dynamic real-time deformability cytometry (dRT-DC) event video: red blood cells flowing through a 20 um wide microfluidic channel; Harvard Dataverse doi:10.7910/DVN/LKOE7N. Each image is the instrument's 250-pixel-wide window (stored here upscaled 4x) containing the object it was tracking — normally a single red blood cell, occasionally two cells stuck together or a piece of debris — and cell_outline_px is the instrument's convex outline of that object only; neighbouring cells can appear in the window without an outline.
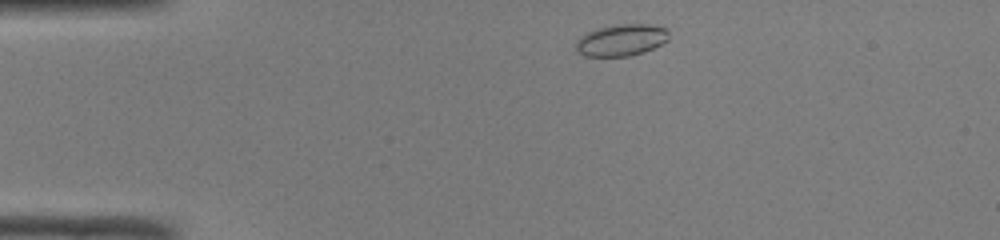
{"species": "common noctule bat (a hibernating species)", "species_latin": "Nyctalus noctula", "temperature_condition": "room temperature", "stored_images_in_passage": 35, "camera_frame_rate_fps": 3000, "um_per_image_px": 0.085, "animal": {"sex": "male", "body_mass_g": 19.0, "forearm_length_mm": 50.8}, "frame": {"image": 1, "passage_image": 2, "time_ms": 0.333, "image_size_px": [1000, 240], "cell_outline_px": [[668, 40], [644, 52], [628, 56], [584, 56], [576, 52], [576, 40], [580, 36], [596, 28], [612, 24], [648, 24], [668, 28]], "centroid_in_image_um": [52.78, 3.39], "position_along_channel_um": 32.2, "area_um2": 17.34}}
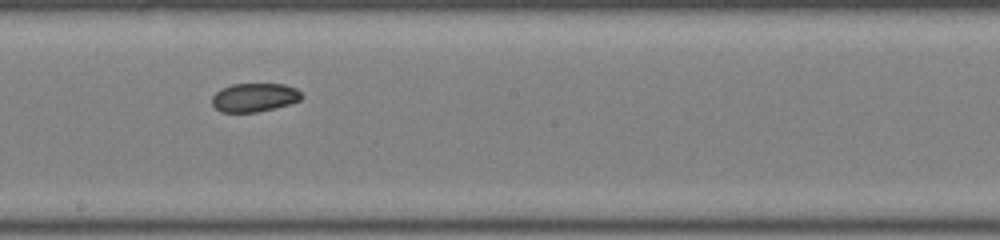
{"frame": {"image": 2, "passage_image": 20, "time_ms": 6.333, "image_size_px": [1000, 240], "cell_outline_px": [[304, 96], [300, 100], [288, 104], [256, 112], [220, 112], [212, 104], [212, 96], [220, 88], [232, 84], [284, 84], [296, 88]], "centroid_in_image_um": [21.6, 8.27], "position_along_channel_um": 226.6, "area_um2": 14.91}}
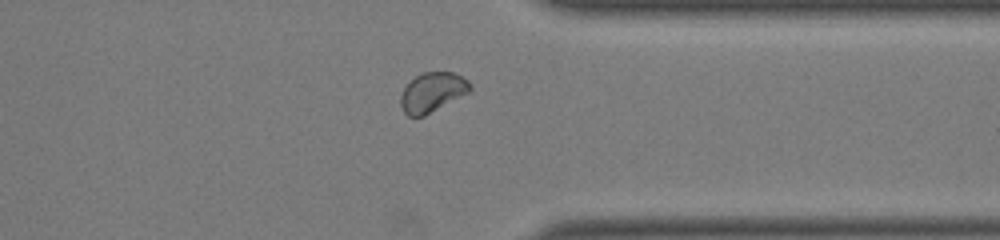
{"frame": {"image": 3, "passage_image": 31, "time_ms": 10.0, "image_size_px": [1000, 240], "cell_outline_px": [[472, 88], [468, 92], [424, 116], [408, 116], [404, 112], [400, 104], [400, 96], [404, 88], [420, 72], [452, 72], [468, 80], [472, 84]], "centroid_in_image_um": [36.74, 7.83], "position_along_channel_um": 374.7, "area_um2": 15.78}, "authors_computed_cell_mechanics": {"area_um2": 16.0684, "velocity_mm_per_s": 4.0968, "shape_relaxation_time_tau1_ms": null, "shape_relaxation_time_tau2_ms": 2.9671, "deformation_change_tau1": null, "deformation_change_tau2": 0.0359}}